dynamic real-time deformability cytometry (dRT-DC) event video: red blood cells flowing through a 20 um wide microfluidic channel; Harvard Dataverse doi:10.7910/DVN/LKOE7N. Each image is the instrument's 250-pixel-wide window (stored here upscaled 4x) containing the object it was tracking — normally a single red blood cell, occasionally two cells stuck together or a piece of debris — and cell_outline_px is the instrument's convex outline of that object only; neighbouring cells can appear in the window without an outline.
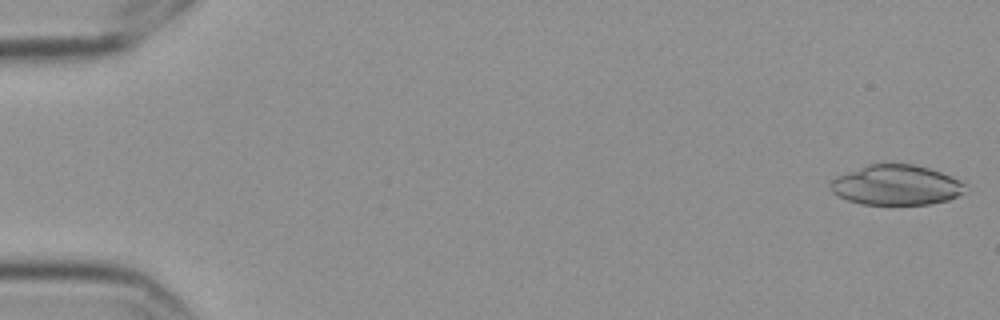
{"species": "Egyptian fruit bat (a non-hibernating species)", "species_latin": "Rousettus aegyptiacus", "temperature_condition": "cold", "stored_images_in_passage": 8, "camera_frame_rate_fps": 3000, "um_per_image_px": 0.085, "frame": {"image": 1, "passage_image": 1, "time_ms": 0.0, "image_size_px": [1000, 320], "cell_outline_px": [[964, 184], [960, 192], [956, 196], [948, 200], [928, 204], [860, 204], [836, 196], [832, 192], [828, 184], [836, 176], [868, 164], [912, 164], [928, 168], [952, 176], [960, 180]], "centroid_in_image_um": [76.1, 15.73], "position_along_channel_um": 8.9, "area_um2": 31.21}}
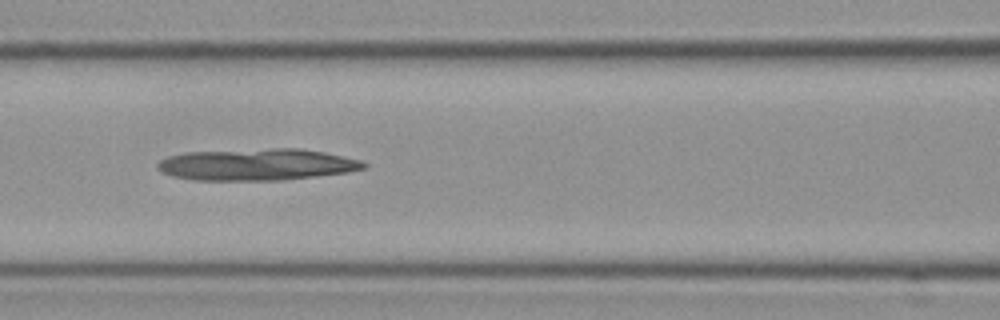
{"frame": {"image": 2, "passage_image": 8, "time_ms": 2.333, "image_size_px": [1000, 320], "cell_outline_px": [[368, 168], [348, 172], [284, 180], [192, 180], [172, 176], [164, 172], [156, 164], [160, 160], [168, 156], [188, 152], [272, 148], [300, 148], [324, 152], [360, 160], [368, 164]], "centroid_in_image_um": [21.88, 13.98], "position_along_channel_um": 144.7, "area_um2": 38.09}}